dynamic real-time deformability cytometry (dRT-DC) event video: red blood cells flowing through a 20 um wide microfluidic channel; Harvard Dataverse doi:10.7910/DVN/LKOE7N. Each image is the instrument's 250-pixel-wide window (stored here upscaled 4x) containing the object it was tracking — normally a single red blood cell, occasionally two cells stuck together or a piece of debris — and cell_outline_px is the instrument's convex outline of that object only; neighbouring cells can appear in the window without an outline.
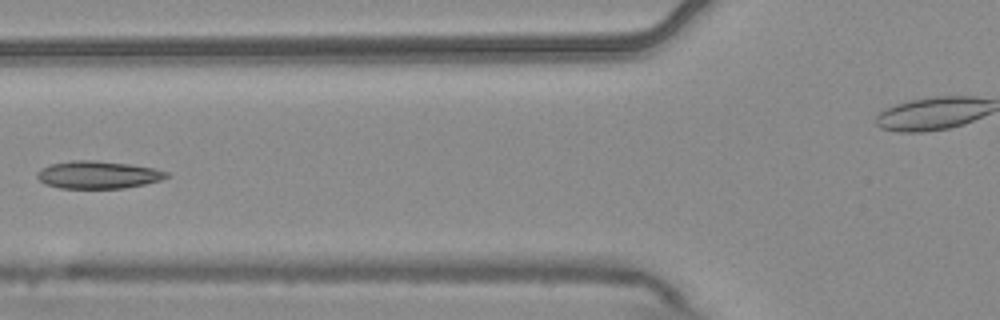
{"species": "common noctule bat (a hibernating species)", "species_latin": "Nyctalus noctula", "temperature_condition": "warm", "stored_images_in_passage": 7, "segment_of_instrument_passage": [1, 2], "camera_frame_rate_fps": 3000, "um_per_image_px": 0.085, "animal": {"sex": "male", "body_mass_g": 20.4}, "frame": {"image": 1, "passage_image": 6, "time_ms": 1.667, "image_size_px": [1000, 320], "cell_outline_px": [[168, 176], [160, 180], [144, 184], [124, 188], [60, 188], [44, 184], [36, 176], [36, 172], [52, 164], [72, 160], [96, 160], [132, 164], [152, 168], [168, 172]], "centroid_in_image_um": [8.32, 14.85], "position_along_channel_um": 117.5, "area_um2": 20.69}}